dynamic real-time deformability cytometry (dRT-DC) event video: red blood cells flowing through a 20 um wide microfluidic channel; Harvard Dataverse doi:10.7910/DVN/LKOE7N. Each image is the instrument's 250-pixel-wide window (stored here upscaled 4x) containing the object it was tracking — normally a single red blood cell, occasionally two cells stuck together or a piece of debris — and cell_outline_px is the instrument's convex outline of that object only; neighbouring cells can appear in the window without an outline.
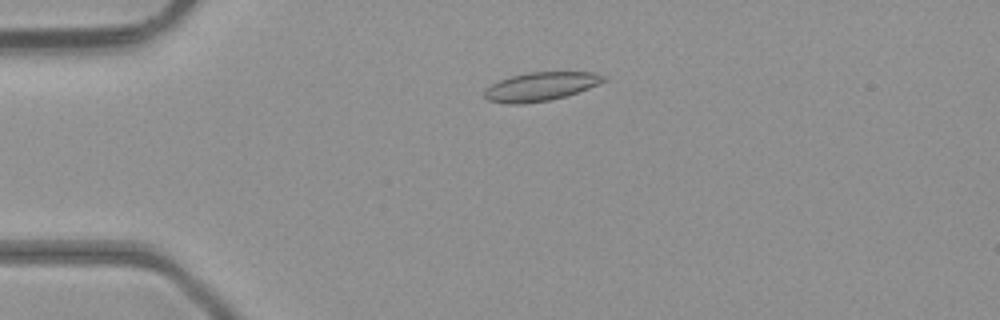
{"species": "common noctule bat (a hibernating species)", "species_latin": "Nyctalus noctula", "temperature_condition": "room temperature", "stored_images_in_passage": 41, "camera_frame_rate_fps": 3000, "um_per_image_px": 0.085, "animal": {"sex": "male", "body_mass_g": 23.1, "forearm_length_mm": 52.7}, "frame": {"image": 1, "passage_image": 6, "time_ms": 1.667, "image_size_px": [1000, 320], "cell_outline_px": [[608, 80], [588, 88], [552, 100], [524, 104], [508, 104], [488, 100], [484, 96], [484, 88], [500, 80], [512, 76], [528, 72], [596, 72], [608, 76]], "centroid_in_image_um": [45.97, 7.35], "position_along_channel_um": 39.0, "area_um2": 20.0}}
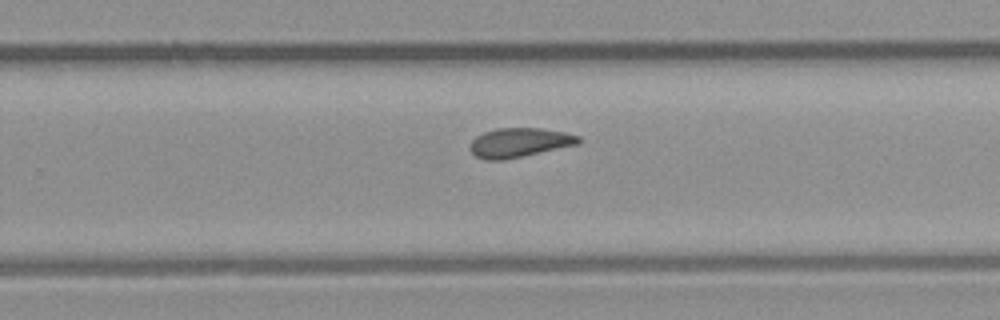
{"frame": {"image": 2, "passage_image": 25, "time_ms": 8.0, "image_size_px": [1000, 320], "cell_outline_px": [[580, 144], [524, 156], [504, 160], [484, 160], [476, 156], [472, 152], [472, 140], [476, 136], [484, 132], [496, 128], [540, 128], [564, 132], [580, 136]], "centroid_in_image_um": [44.18, 12.12], "position_along_channel_um": 285.6, "area_um2": 18.5}}
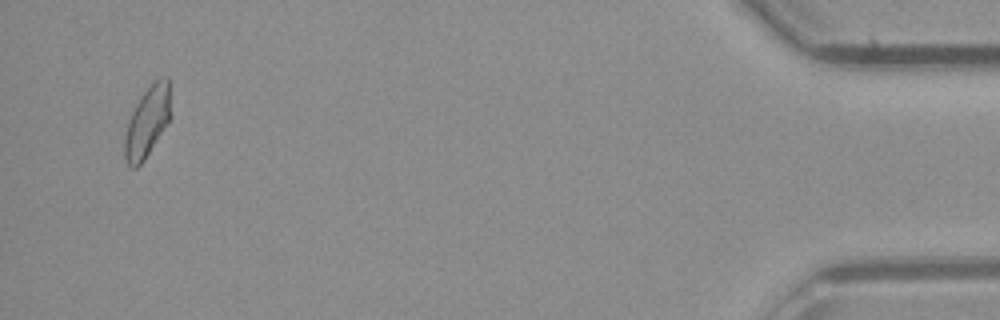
{"frame": {"image": 3, "passage_image": 40, "time_ms": 13.0, "image_size_px": [1000, 320], "cell_outline_px": [[168, 120], [144, 160], [136, 168], [132, 168], [128, 164], [124, 156], [124, 140], [128, 120], [136, 104], [144, 92], [156, 80], [168, 76]], "centroid_in_image_um": [12.45, 10.41], "position_along_channel_um": 422.7, "area_um2": 17.92}, "authors_computed_cell_mechanics": {"area_um2": 18.7272, "velocity_mm_per_s": 4.4355, "shape_relaxation_time_tau1_ms": null, "shape_relaxation_time_tau2_ms": 2.031, "deformation_change_tau1": null, "deformation_change_tau2": 0.0842}}